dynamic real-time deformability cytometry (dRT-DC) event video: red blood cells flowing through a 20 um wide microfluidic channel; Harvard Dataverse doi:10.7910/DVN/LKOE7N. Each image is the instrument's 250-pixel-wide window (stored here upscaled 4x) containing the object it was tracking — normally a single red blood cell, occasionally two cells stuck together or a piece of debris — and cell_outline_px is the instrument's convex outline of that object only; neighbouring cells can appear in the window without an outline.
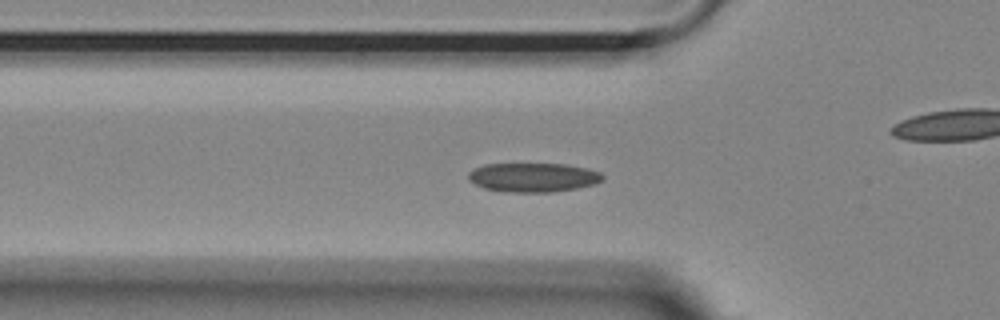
{"species": "Egyptian fruit bat (a non-hibernating species)", "species_latin": "Rousettus aegyptiacus", "temperature_condition": "room temperature", "stored_images_in_passage": 41, "camera_frame_rate_fps": 3000, "um_per_image_px": 0.085, "animal": {"sex": "female"}, "frame": {"image": 1, "passage_image": 3, "time_ms": 0.667, "image_size_px": [1000, 320], "cell_outline_px": [[604, 180], [596, 184], [576, 188], [552, 192], [508, 192], [484, 188], [468, 180], [468, 172], [472, 168], [484, 164], [568, 164], [600, 172], [604, 176]], "centroid_in_image_um": [45.31, 15.07], "position_along_channel_um": 80.5, "area_um2": 22.89}}
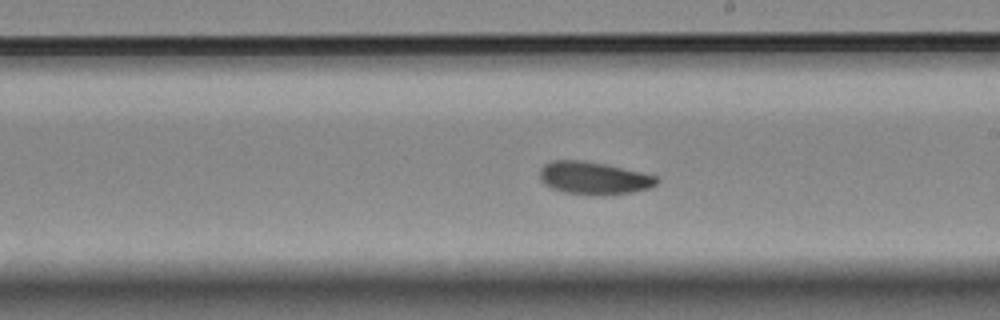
{"frame": {"image": 2, "passage_image": 16, "time_ms": 5.0, "image_size_px": [1000, 320], "cell_outline_px": [[660, 180], [652, 188], [632, 192], [600, 196], [564, 192], [552, 188], [544, 184], [540, 180], [540, 168], [544, 164], [552, 160], [584, 160], [604, 164], [640, 172], [656, 176]], "centroid_in_image_um": [50.46, 15.14], "position_along_channel_um": 238.5, "area_um2": 22.37}}
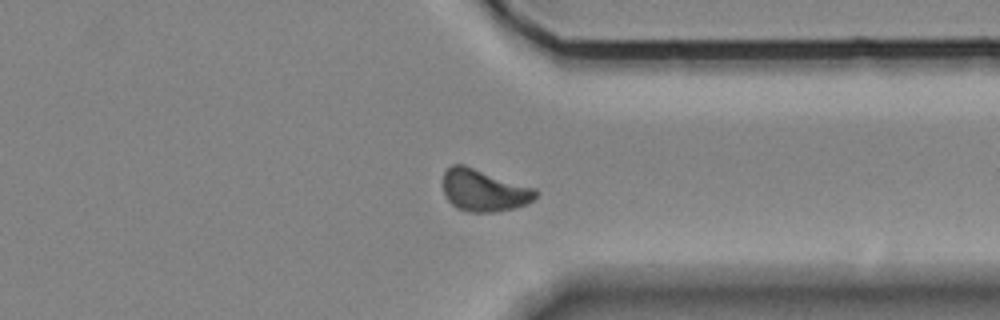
{"frame": {"image": 3, "passage_image": 27, "time_ms": 8.667, "image_size_px": [1000, 320], "cell_outline_px": [[540, 192], [528, 204], [496, 212], [468, 212], [456, 208], [448, 200], [444, 192], [444, 172], [452, 164], [464, 164], [536, 188]], "centroid_in_image_um": [41.15, 16.18], "position_along_channel_um": 370.2, "area_um2": 22.83}, "authors_computed_cell_mechanics": {"area_um2": 22.1374, "velocity_mm_per_s": 3.628, "shape_relaxation_time_tau1_ms": 6.7708, "shape_relaxation_time_tau2_ms": 6.5467, "deformation_change_tau1": 0.1284, "deformation_change_tau2": 0.0783}}